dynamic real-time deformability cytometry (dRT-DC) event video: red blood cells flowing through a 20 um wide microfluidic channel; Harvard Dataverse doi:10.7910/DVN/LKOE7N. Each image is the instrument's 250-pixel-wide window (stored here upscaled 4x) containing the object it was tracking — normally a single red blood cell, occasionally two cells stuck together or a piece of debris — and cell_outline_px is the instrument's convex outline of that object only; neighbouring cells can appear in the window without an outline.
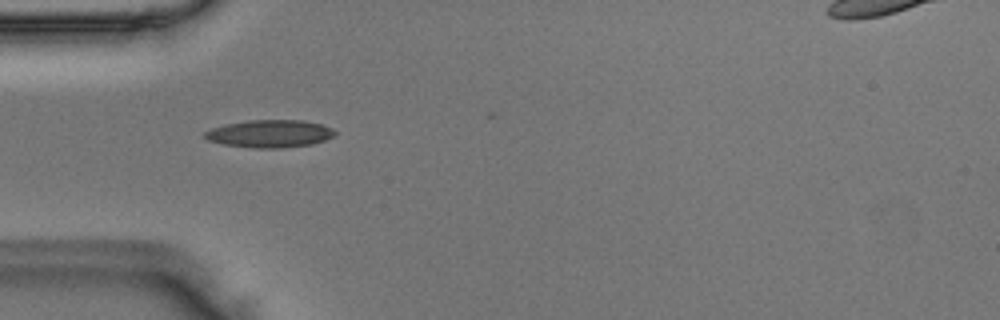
{"species": "Egyptian fruit bat (a non-hibernating species)", "species_latin": "Rousettus aegyptiacus", "temperature_condition": "room temperature", "stored_images_in_passage": 18, "camera_frame_rate_fps": 3000, "um_per_image_px": 0.085, "animal": {"sex": "male"}, "frame": {"image": 1, "passage_image": 12, "time_ms": 3.667, "image_size_px": [1000, 320], "cell_outline_px": [[336, 136], [312, 144], [280, 148], [252, 148], [224, 144], [208, 140], [204, 136], [204, 132], [212, 128], [228, 124], [248, 120], [300, 120], [320, 124], [332, 128], [336, 132]], "centroid_in_image_um": [22.95, 11.36], "position_along_channel_um": 62.0, "area_um2": 20.81}}
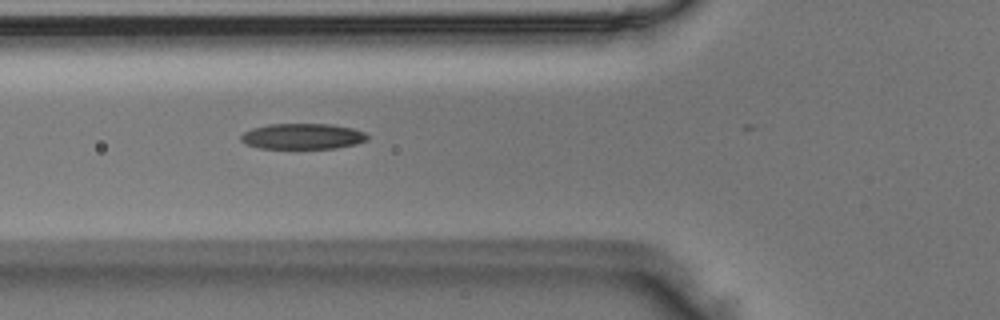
{"frame": {"image": 2, "passage_image": 15, "time_ms": 4.667, "image_size_px": [1000, 320], "cell_outline_px": [[368, 140], [356, 144], [336, 148], [260, 148], [244, 144], [240, 140], [240, 136], [244, 132], [252, 128], [268, 124], [332, 124], [352, 128], [364, 132], [368, 136]], "centroid_in_image_um": [25.7, 11.58], "position_along_channel_um": 100.1, "area_um2": 19.02}}